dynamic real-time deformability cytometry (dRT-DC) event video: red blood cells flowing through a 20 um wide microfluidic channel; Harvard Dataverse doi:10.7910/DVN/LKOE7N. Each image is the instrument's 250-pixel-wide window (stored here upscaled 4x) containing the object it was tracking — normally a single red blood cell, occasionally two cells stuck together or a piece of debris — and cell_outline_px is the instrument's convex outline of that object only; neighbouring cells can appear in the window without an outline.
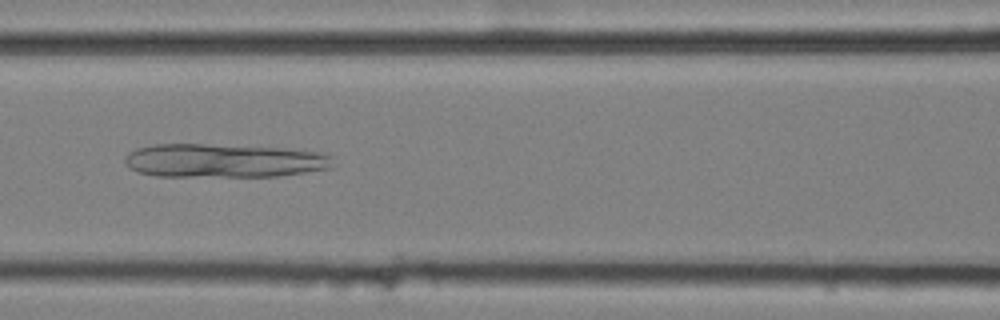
{"species": "common noctule bat (a hibernating species)", "species_latin": "Nyctalus noctula", "temperature_condition": "cold", "stored_images_in_passage": 55, "camera_frame_rate_fps": 3000, "um_per_image_px": 0.085, "animal": {"sex": "female", "body_mass_g": 25.1}, "frame": {"image": 1, "passage_image": 24, "time_ms": 7.667, "image_size_px": [1000, 320], "cell_outline_px": [[332, 168], [276, 176], [156, 176], [136, 172], [124, 160], [136, 148], [152, 144], [204, 144], [292, 148], [328, 152], [332, 156]], "centroid_in_image_um": [19.12, 13.64], "position_along_channel_um": 147.5, "area_um2": 41.1}}
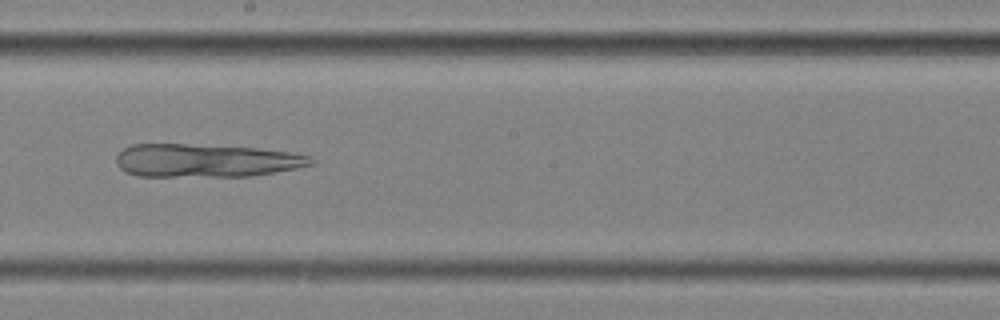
{"frame": {"image": 2, "passage_image": 31, "time_ms": 10.0, "image_size_px": [1000, 320], "cell_outline_px": [[316, 160], [312, 164], [296, 168], [252, 176], [136, 176], [124, 172], [116, 164], [116, 156], [124, 148], [132, 144], [184, 144], [256, 148], [288, 152], [312, 156]], "centroid_in_image_um": [17.47, 13.65], "position_along_channel_um": 230.7, "area_um2": 37.63}}
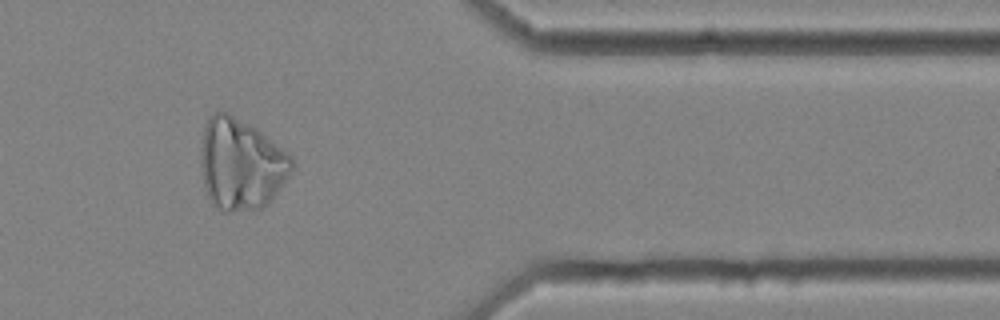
{"frame": {"image": 3, "passage_image": 46, "time_ms": 15.0, "image_size_px": [1000, 320], "cell_outline_px": [[296, 164], [288, 176], [268, 204], [260, 208], [228, 212], [224, 212], [216, 208], [212, 204], [208, 196], [204, 184], [200, 164], [200, 148], [204, 128], [212, 112], [228, 112], [256, 128], [288, 152], [292, 156]], "centroid_in_image_um": [20.48, 13.95], "position_along_channel_um": 390.9, "area_um2": 48.67}}